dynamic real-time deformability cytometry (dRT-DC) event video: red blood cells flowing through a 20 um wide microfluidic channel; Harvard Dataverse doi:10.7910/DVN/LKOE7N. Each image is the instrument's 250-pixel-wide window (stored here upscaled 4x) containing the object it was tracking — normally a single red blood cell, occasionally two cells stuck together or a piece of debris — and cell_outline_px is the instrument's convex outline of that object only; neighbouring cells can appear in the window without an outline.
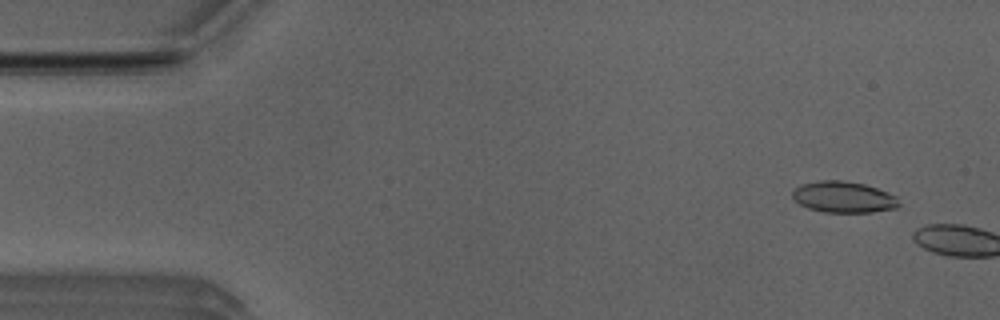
{"species": "Egyptian fruit bat (a non-hibernating species)", "species_latin": "Rousettus aegyptiacus", "temperature_condition": "room temperature", "stored_images_in_passage": 6, "camera_frame_rate_fps": 3000, "um_per_image_px": 0.085, "animal": {"sex": "male"}, "frame": {"image": 1, "passage_image": 4, "time_ms": 1.0, "image_size_px": [1000, 320], "cell_outline_px": [[900, 204], [896, 208], [872, 212], [824, 212], [808, 208], [800, 204], [792, 196], [792, 192], [800, 184], [816, 180], [840, 180], [864, 184], [876, 188], [896, 196]], "centroid_in_image_um": [71.68, 16.74], "position_along_channel_um": 13.3, "area_um2": 19.31}}